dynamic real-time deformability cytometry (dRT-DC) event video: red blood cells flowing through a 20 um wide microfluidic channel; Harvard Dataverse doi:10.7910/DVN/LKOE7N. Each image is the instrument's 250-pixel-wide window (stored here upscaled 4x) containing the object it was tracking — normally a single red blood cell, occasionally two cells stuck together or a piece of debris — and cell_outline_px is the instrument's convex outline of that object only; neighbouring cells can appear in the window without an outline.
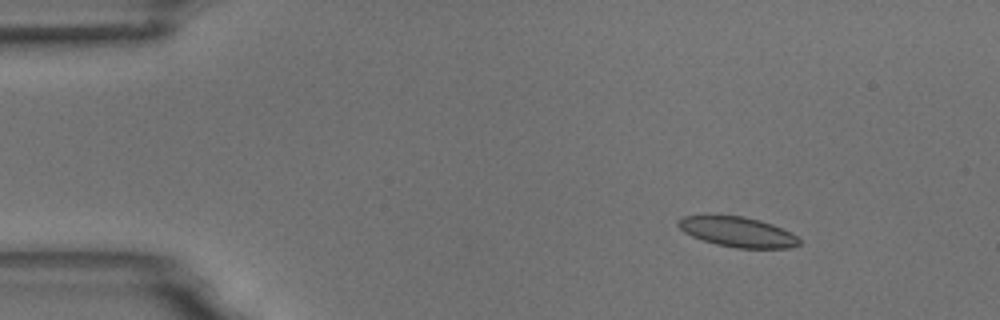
{"species": "common noctule bat (a hibernating species)", "species_latin": "Nyctalus noctula", "temperature_condition": "room temperature", "stored_images_in_passage": 4, "camera_frame_rate_fps": 3000, "um_per_image_px": 0.085, "animal": {"sex": "male", "body_mass_g": 18.8}, "frame": {"image": 1, "passage_image": 2, "time_ms": 1.333, "image_size_px": [1000, 320], "cell_outline_px": [[800, 244], [788, 248], [736, 248], [716, 244], [692, 236], [684, 232], [676, 224], [676, 220], [684, 216], [744, 216], [760, 220], [772, 224], [796, 236], [800, 240]], "centroid_in_image_um": [62.67, 19.71], "position_along_channel_um": 22.3, "area_um2": 20.92}}
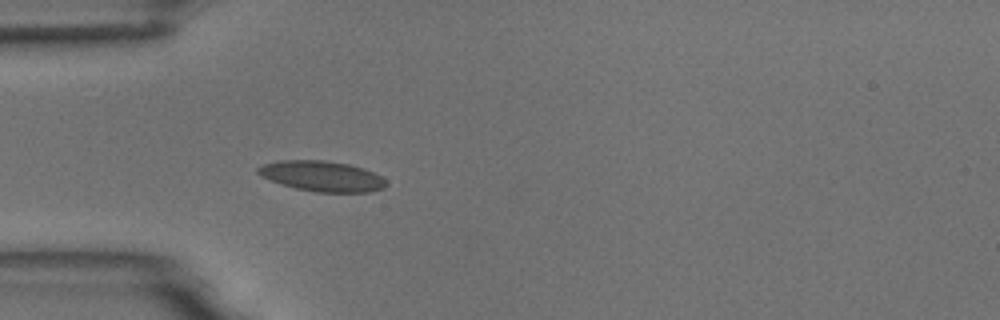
{"frame": {"image": 2, "passage_image": 4, "time_ms": 4.333, "image_size_px": [1000, 320], "cell_outline_px": [[388, 184], [384, 188], [368, 192], [316, 192], [296, 188], [260, 176], [256, 172], [256, 168], [264, 164], [280, 160], [324, 160], [348, 164], [364, 168], [380, 176]], "centroid_in_image_um": [27.37, 14.97], "position_along_channel_um": 57.6, "area_um2": 22.54}}